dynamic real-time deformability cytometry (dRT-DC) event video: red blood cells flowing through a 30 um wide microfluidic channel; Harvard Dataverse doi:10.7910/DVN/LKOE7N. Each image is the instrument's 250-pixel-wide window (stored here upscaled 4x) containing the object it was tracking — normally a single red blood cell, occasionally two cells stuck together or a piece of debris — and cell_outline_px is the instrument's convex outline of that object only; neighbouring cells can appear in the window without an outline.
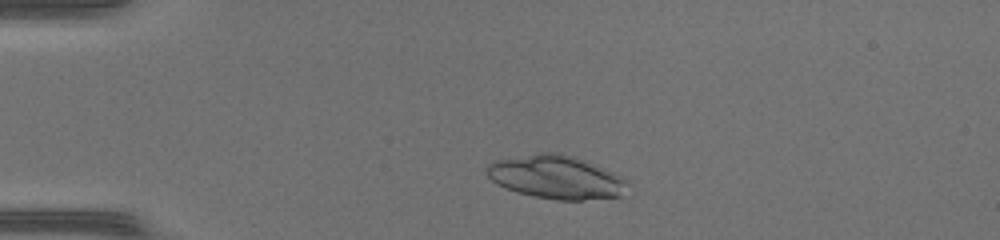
{"species": "common noctule bat (a hibernating species)", "species_latin": "Nyctalus noctula", "temperature_condition": "warm", "stored_images_in_passage": 42, "camera_frame_rate_fps": 3000, "um_per_image_px": 0.085, "animal": {"sex": "female", "body_mass_g": 17.0, "forearm_length_mm": 48.0}, "frame": {"image": 1, "passage_image": 5, "time_ms": 1.333, "image_size_px": [1000, 240], "cell_outline_px": [[628, 180], [620, 196], [584, 200], [556, 200], [516, 192], [504, 188], [496, 184], [484, 172], [484, 168], [488, 164], [496, 160], [536, 152], [560, 152], [596, 164], [624, 176]], "centroid_in_image_um": [47.23, 15.04], "position_along_channel_um": 37.8, "area_um2": 35.89}}
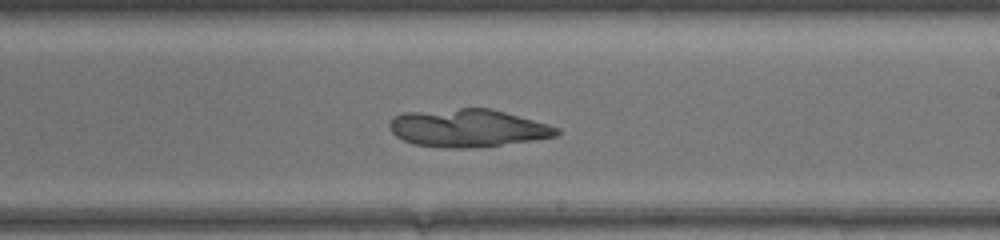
{"frame": {"image": 2, "passage_image": 23, "time_ms": 7.333, "image_size_px": [1000, 240], "cell_outline_px": [[560, 132], [556, 136], [532, 140], [468, 148], [444, 148], [412, 144], [396, 136], [392, 132], [388, 124], [392, 116], [404, 112], [460, 108], [492, 108], [548, 124], [560, 128]], "centroid_in_image_um": [39.72, 10.87], "position_along_channel_um": 249.3, "area_um2": 36.88}}
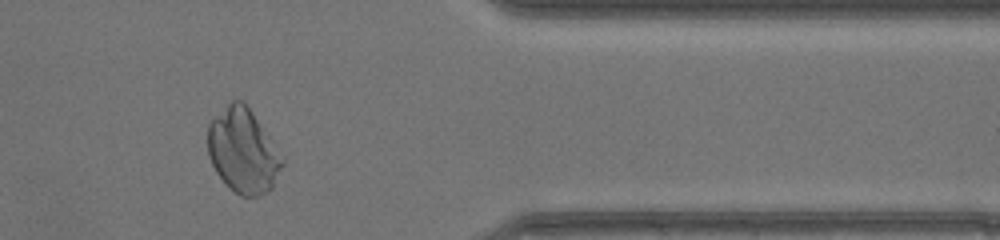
{"frame": {"image": 3, "passage_image": 34, "time_ms": 11.0, "image_size_px": [1000, 240], "cell_outline_px": [[284, 164], [272, 188], [260, 196], [240, 196], [216, 172], [208, 156], [208, 124], [232, 100], [244, 100], [284, 156]], "centroid_in_image_um": [20.69, 12.81], "position_along_channel_um": 390.7, "area_um2": 36.53}}